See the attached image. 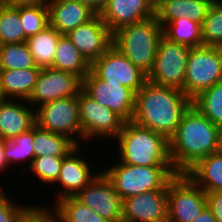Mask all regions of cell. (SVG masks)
Wrapping results in <instances>:
<instances>
[{"label":"cell","instance_id":"29","mask_svg":"<svg viewBox=\"0 0 222 222\" xmlns=\"http://www.w3.org/2000/svg\"><path fill=\"white\" fill-rule=\"evenodd\" d=\"M19 15L24 30V42H26L27 38L37 34L49 25L46 0L20 5Z\"/></svg>","mask_w":222,"mask_h":222},{"label":"cell","instance_id":"2","mask_svg":"<svg viewBox=\"0 0 222 222\" xmlns=\"http://www.w3.org/2000/svg\"><path fill=\"white\" fill-rule=\"evenodd\" d=\"M192 101L181 90L147 81L136 93L132 121L163 134L168 140L176 133L184 112Z\"/></svg>","mask_w":222,"mask_h":222},{"label":"cell","instance_id":"30","mask_svg":"<svg viewBox=\"0 0 222 222\" xmlns=\"http://www.w3.org/2000/svg\"><path fill=\"white\" fill-rule=\"evenodd\" d=\"M54 207L60 222H109L74 197L59 199L54 203Z\"/></svg>","mask_w":222,"mask_h":222},{"label":"cell","instance_id":"16","mask_svg":"<svg viewBox=\"0 0 222 222\" xmlns=\"http://www.w3.org/2000/svg\"><path fill=\"white\" fill-rule=\"evenodd\" d=\"M66 36L90 64L112 46V33L98 14L89 22L69 31Z\"/></svg>","mask_w":222,"mask_h":222},{"label":"cell","instance_id":"40","mask_svg":"<svg viewBox=\"0 0 222 222\" xmlns=\"http://www.w3.org/2000/svg\"><path fill=\"white\" fill-rule=\"evenodd\" d=\"M75 1L87 4L97 13H99L108 0H75Z\"/></svg>","mask_w":222,"mask_h":222},{"label":"cell","instance_id":"36","mask_svg":"<svg viewBox=\"0 0 222 222\" xmlns=\"http://www.w3.org/2000/svg\"><path fill=\"white\" fill-rule=\"evenodd\" d=\"M27 204L21 211L17 222H60L56 208Z\"/></svg>","mask_w":222,"mask_h":222},{"label":"cell","instance_id":"23","mask_svg":"<svg viewBox=\"0 0 222 222\" xmlns=\"http://www.w3.org/2000/svg\"><path fill=\"white\" fill-rule=\"evenodd\" d=\"M186 174L204 191L222 192V150L202 158Z\"/></svg>","mask_w":222,"mask_h":222},{"label":"cell","instance_id":"15","mask_svg":"<svg viewBox=\"0 0 222 222\" xmlns=\"http://www.w3.org/2000/svg\"><path fill=\"white\" fill-rule=\"evenodd\" d=\"M122 222H168L167 189L123 199Z\"/></svg>","mask_w":222,"mask_h":222},{"label":"cell","instance_id":"21","mask_svg":"<svg viewBox=\"0 0 222 222\" xmlns=\"http://www.w3.org/2000/svg\"><path fill=\"white\" fill-rule=\"evenodd\" d=\"M214 0H158L155 4V16L163 27L175 19L186 17L202 24L210 5Z\"/></svg>","mask_w":222,"mask_h":222},{"label":"cell","instance_id":"31","mask_svg":"<svg viewBox=\"0 0 222 222\" xmlns=\"http://www.w3.org/2000/svg\"><path fill=\"white\" fill-rule=\"evenodd\" d=\"M194 105L213 124L222 127V81L201 92L192 100Z\"/></svg>","mask_w":222,"mask_h":222},{"label":"cell","instance_id":"4","mask_svg":"<svg viewBox=\"0 0 222 222\" xmlns=\"http://www.w3.org/2000/svg\"><path fill=\"white\" fill-rule=\"evenodd\" d=\"M163 27L156 16L112 33V45L147 75L152 70Z\"/></svg>","mask_w":222,"mask_h":222},{"label":"cell","instance_id":"20","mask_svg":"<svg viewBox=\"0 0 222 222\" xmlns=\"http://www.w3.org/2000/svg\"><path fill=\"white\" fill-rule=\"evenodd\" d=\"M29 107L27 100L20 99H6L0 104V139H12L36 125L35 109L32 104Z\"/></svg>","mask_w":222,"mask_h":222},{"label":"cell","instance_id":"12","mask_svg":"<svg viewBox=\"0 0 222 222\" xmlns=\"http://www.w3.org/2000/svg\"><path fill=\"white\" fill-rule=\"evenodd\" d=\"M82 90L125 122L132 121L136 106V92L133 89L119 84H106L90 70L82 80Z\"/></svg>","mask_w":222,"mask_h":222},{"label":"cell","instance_id":"39","mask_svg":"<svg viewBox=\"0 0 222 222\" xmlns=\"http://www.w3.org/2000/svg\"><path fill=\"white\" fill-rule=\"evenodd\" d=\"M192 222H218L211 211L206 207Z\"/></svg>","mask_w":222,"mask_h":222},{"label":"cell","instance_id":"37","mask_svg":"<svg viewBox=\"0 0 222 222\" xmlns=\"http://www.w3.org/2000/svg\"><path fill=\"white\" fill-rule=\"evenodd\" d=\"M9 199L4 190L0 189V222H17L21 211L26 207L25 204H16Z\"/></svg>","mask_w":222,"mask_h":222},{"label":"cell","instance_id":"5","mask_svg":"<svg viewBox=\"0 0 222 222\" xmlns=\"http://www.w3.org/2000/svg\"><path fill=\"white\" fill-rule=\"evenodd\" d=\"M103 172L122 199L147 191L168 189L169 181L177 174L173 166L130 165L119 161Z\"/></svg>","mask_w":222,"mask_h":222},{"label":"cell","instance_id":"38","mask_svg":"<svg viewBox=\"0 0 222 222\" xmlns=\"http://www.w3.org/2000/svg\"><path fill=\"white\" fill-rule=\"evenodd\" d=\"M207 208L218 222H222V192L205 191Z\"/></svg>","mask_w":222,"mask_h":222},{"label":"cell","instance_id":"24","mask_svg":"<svg viewBox=\"0 0 222 222\" xmlns=\"http://www.w3.org/2000/svg\"><path fill=\"white\" fill-rule=\"evenodd\" d=\"M52 69L74 73L83 80L89 73L91 64L83 57L66 34H62L56 46Z\"/></svg>","mask_w":222,"mask_h":222},{"label":"cell","instance_id":"41","mask_svg":"<svg viewBox=\"0 0 222 222\" xmlns=\"http://www.w3.org/2000/svg\"><path fill=\"white\" fill-rule=\"evenodd\" d=\"M38 0H0V5L4 6H20L35 3Z\"/></svg>","mask_w":222,"mask_h":222},{"label":"cell","instance_id":"22","mask_svg":"<svg viewBox=\"0 0 222 222\" xmlns=\"http://www.w3.org/2000/svg\"><path fill=\"white\" fill-rule=\"evenodd\" d=\"M40 68L0 70V84L7 99L28 100L31 96Z\"/></svg>","mask_w":222,"mask_h":222},{"label":"cell","instance_id":"44","mask_svg":"<svg viewBox=\"0 0 222 222\" xmlns=\"http://www.w3.org/2000/svg\"><path fill=\"white\" fill-rule=\"evenodd\" d=\"M220 141H221V150H222V127H221Z\"/></svg>","mask_w":222,"mask_h":222},{"label":"cell","instance_id":"11","mask_svg":"<svg viewBox=\"0 0 222 222\" xmlns=\"http://www.w3.org/2000/svg\"><path fill=\"white\" fill-rule=\"evenodd\" d=\"M90 70L106 84H119L136 93L148 81L147 74L134 66L113 45L91 64Z\"/></svg>","mask_w":222,"mask_h":222},{"label":"cell","instance_id":"14","mask_svg":"<svg viewBox=\"0 0 222 222\" xmlns=\"http://www.w3.org/2000/svg\"><path fill=\"white\" fill-rule=\"evenodd\" d=\"M81 90L82 79L74 73L44 68L40 70L27 102L40 107L47 102L76 96Z\"/></svg>","mask_w":222,"mask_h":222},{"label":"cell","instance_id":"13","mask_svg":"<svg viewBox=\"0 0 222 222\" xmlns=\"http://www.w3.org/2000/svg\"><path fill=\"white\" fill-rule=\"evenodd\" d=\"M74 198L109 222H122L123 199L102 171Z\"/></svg>","mask_w":222,"mask_h":222},{"label":"cell","instance_id":"34","mask_svg":"<svg viewBox=\"0 0 222 222\" xmlns=\"http://www.w3.org/2000/svg\"><path fill=\"white\" fill-rule=\"evenodd\" d=\"M203 45L222 47V1L214 0L201 24Z\"/></svg>","mask_w":222,"mask_h":222},{"label":"cell","instance_id":"27","mask_svg":"<svg viewBox=\"0 0 222 222\" xmlns=\"http://www.w3.org/2000/svg\"><path fill=\"white\" fill-rule=\"evenodd\" d=\"M163 36L169 41L180 43L190 48L203 45L201 24L186 17L166 23L163 26Z\"/></svg>","mask_w":222,"mask_h":222},{"label":"cell","instance_id":"17","mask_svg":"<svg viewBox=\"0 0 222 222\" xmlns=\"http://www.w3.org/2000/svg\"><path fill=\"white\" fill-rule=\"evenodd\" d=\"M153 0H108L98 15L114 33L119 28L155 16Z\"/></svg>","mask_w":222,"mask_h":222},{"label":"cell","instance_id":"25","mask_svg":"<svg viewBox=\"0 0 222 222\" xmlns=\"http://www.w3.org/2000/svg\"><path fill=\"white\" fill-rule=\"evenodd\" d=\"M61 35L48 25L42 31L26 39V44L38 68H52L56 46Z\"/></svg>","mask_w":222,"mask_h":222},{"label":"cell","instance_id":"35","mask_svg":"<svg viewBox=\"0 0 222 222\" xmlns=\"http://www.w3.org/2000/svg\"><path fill=\"white\" fill-rule=\"evenodd\" d=\"M62 162L63 157L51 155L35 157L29 170H31L32 175L38 176L42 183L54 185L59 177Z\"/></svg>","mask_w":222,"mask_h":222},{"label":"cell","instance_id":"1","mask_svg":"<svg viewBox=\"0 0 222 222\" xmlns=\"http://www.w3.org/2000/svg\"><path fill=\"white\" fill-rule=\"evenodd\" d=\"M220 135L221 128L191 104L169 139L170 161L176 173H186L202 158L220 151Z\"/></svg>","mask_w":222,"mask_h":222},{"label":"cell","instance_id":"43","mask_svg":"<svg viewBox=\"0 0 222 222\" xmlns=\"http://www.w3.org/2000/svg\"><path fill=\"white\" fill-rule=\"evenodd\" d=\"M7 98L4 96V93L2 91V88H1V84H0V104L2 102H4Z\"/></svg>","mask_w":222,"mask_h":222},{"label":"cell","instance_id":"42","mask_svg":"<svg viewBox=\"0 0 222 222\" xmlns=\"http://www.w3.org/2000/svg\"><path fill=\"white\" fill-rule=\"evenodd\" d=\"M8 166L5 157H4V144H3V140L0 139V173L3 171H6L5 169H7Z\"/></svg>","mask_w":222,"mask_h":222},{"label":"cell","instance_id":"9","mask_svg":"<svg viewBox=\"0 0 222 222\" xmlns=\"http://www.w3.org/2000/svg\"><path fill=\"white\" fill-rule=\"evenodd\" d=\"M168 222H192L206 207V193L186 173L168 183Z\"/></svg>","mask_w":222,"mask_h":222},{"label":"cell","instance_id":"10","mask_svg":"<svg viewBox=\"0 0 222 222\" xmlns=\"http://www.w3.org/2000/svg\"><path fill=\"white\" fill-rule=\"evenodd\" d=\"M79 119L83 131V141L93 138L113 139L118 137L125 121L108 107L102 106L83 90L78 94Z\"/></svg>","mask_w":222,"mask_h":222},{"label":"cell","instance_id":"19","mask_svg":"<svg viewBox=\"0 0 222 222\" xmlns=\"http://www.w3.org/2000/svg\"><path fill=\"white\" fill-rule=\"evenodd\" d=\"M49 25L60 34L83 25L98 13L89 5L75 0H46Z\"/></svg>","mask_w":222,"mask_h":222},{"label":"cell","instance_id":"33","mask_svg":"<svg viewBox=\"0 0 222 222\" xmlns=\"http://www.w3.org/2000/svg\"><path fill=\"white\" fill-rule=\"evenodd\" d=\"M24 42L19 6L0 5V43L15 44Z\"/></svg>","mask_w":222,"mask_h":222},{"label":"cell","instance_id":"7","mask_svg":"<svg viewBox=\"0 0 222 222\" xmlns=\"http://www.w3.org/2000/svg\"><path fill=\"white\" fill-rule=\"evenodd\" d=\"M190 50V47L169 41L162 36L147 80L155 85L172 87L184 92V78Z\"/></svg>","mask_w":222,"mask_h":222},{"label":"cell","instance_id":"28","mask_svg":"<svg viewBox=\"0 0 222 222\" xmlns=\"http://www.w3.org/2000/svg\"><path fill=\"white\" fill-rule=\"evenodd\" d=\"M34 143V127L29 131L21 133L12 139H3L4 144V157L8 166L20 162H27L29 167L32 165V162L35 158V153L33 149ZM27 160V161H26Z\"/></svg>","mask_w":222,"mask_h":222},{"label":"cell","instance_id":"32","mask_svg":"<svg viewBox=\"0 0 222 222\" xmlns=\"http://www.w3.org/2000/svg\"><path fill=\"white\" fill-rule=\"evenodd\" d=\"M38 68L26 42L0 47V70Z\"/></svg>","mask_w":222,"mask_h":222},{"label":"cell","instance_id":"18","mask_svg":"<svg viewBox=\"0 0 222 222\" xmlns=\"http://www.w3.org/2000/svg\"><path fill=\"white\" fill-rule=\"evenodd\" d=\"M81 145H77L65 157L60 169V174L54 184L61 185L55 201L74 197L84 187H86L99 173H91L93 170L88 165V160L78 154ZM80 156V157H79Z\"/></svg>","mask_w":222,"mask_h":222},{"label":"cell","instance_id":"8","mask_svg":"<svg viewBox=\"0 0 222 222\" xmlns=\"http://www.w3.org/2000/svg\"><path fill=\"white\" fill-rule=\"evenodd\" d=\"M35 121L40 129L65 135L76 145H80L79 142L83 140L78 95L47 102L35 108Z\"/></svg>","mask_w":222,"mask_h":222},{"label":"cell","instance_id":"6","mask_svg":"<svg viewBox=\"0 0 222 222\" xmlns=\"http://www.w3.org/2000/svg\"><path fill=\"white\" fill-rule=\"evenodd\" d=\"M222 81V47L191 48L184 78V93L192 101L201 92Z\"/></svg>","mask_w":222,"mask_h":222},{"label":"cell","instance_id":"26","mask_svg":"<svg viewBox=\"0 0 222 222\" xmlns=\"http://www.w3.org/2000/svg\"><path fill=\"white\" fill-rule=\"evenodd\" d=\"M77 145L67 136L34 126L33 149L35 157L51 155L65 157Z\"/></svg>","mask_w":222,"mask_h":222},{"label":"cell","instance_id":"3","mask_svg":"<svg viewBox=\"0 0 222 222\" xmlns=\"http://www.w3.org/2000/svg\"><path fill=\"white\" fill-rule=\"evenodd\" d=\"M119 162L130 165L172 166L169 140L158 132L141 127L133 121L125 122L115 139Z\"/></svg>","mask_w":222,"mask_h":222}]
</instances>
